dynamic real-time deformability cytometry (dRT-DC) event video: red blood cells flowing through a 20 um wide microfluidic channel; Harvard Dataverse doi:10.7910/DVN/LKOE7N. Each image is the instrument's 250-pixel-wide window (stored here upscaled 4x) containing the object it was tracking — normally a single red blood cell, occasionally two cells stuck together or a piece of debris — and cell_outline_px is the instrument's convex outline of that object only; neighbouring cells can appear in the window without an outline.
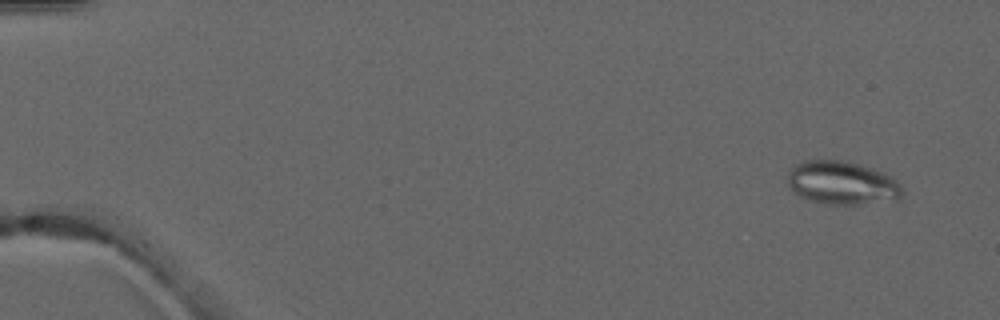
{"species": "common noctule bat (a hibernating species)", "species_latin": "Nyctalus noctula", "temperature_condition": "warm", "stored_images_in_passage": 2, "camera_frame_rate_fps": 3000, "um_per_image_px": 0.085, "animal": {"sex": "male", "forearm_length_mm": 52.5}, "frame": {"image": 1, "passage_image": 1, "time_ms": 0.0, "image_size_px": [1000, 320], "cell_outline_px": [[900, 196], [896, 200], [856, 204], [828, 204], [812, 200], [800, 196], [788, 184], [788, 172], [796, 164], [804, 160], [840, 160], [872, 168], [884, 172], [900, 188]], "centroid_in_image_um": [71.52, 15.54], "position_along_channel_um": 13.5, "area_um2": 28.21}}